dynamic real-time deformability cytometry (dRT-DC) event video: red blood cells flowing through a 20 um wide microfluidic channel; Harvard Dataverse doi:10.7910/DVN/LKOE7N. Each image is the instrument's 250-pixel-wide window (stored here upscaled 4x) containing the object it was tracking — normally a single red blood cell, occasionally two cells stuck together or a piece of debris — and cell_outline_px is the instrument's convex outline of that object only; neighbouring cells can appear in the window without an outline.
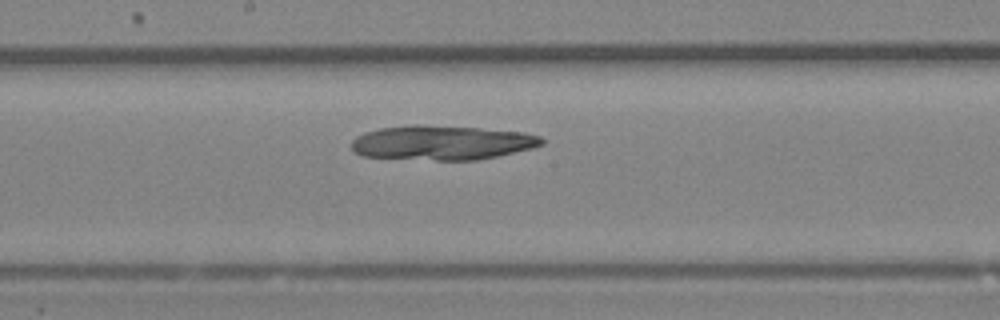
{"species": "Egyptian fruit bat (a non-hibernating species)", "species_latin": "Rousettus aegyptiacus", "temperature_condition": "room temperature", "stored_images_in_passage": 38, "camera_frame_rate_fps": 3000, "um_per_image_px": 0.085, "animal": {"sex": "female"}, "frame": {"image": 1, "passage_image": 19, "time_ms": 6.0, "image_size_px": [1000, 320], "cell_outline_px": [[544, 144], [532, 148], [496, 156], [476, 160], [436, 160], [360, 156], [352, 152], [352, 140], [356, 136], [364, 132], [380, 128], [412, 124], [416, 124], [480, 128], [524, 132], [540, 136], [544, 140]], "centroid_in_image_um": [37.53, 12.12], "position_along_channel_um": 210.7, "area_um2": 38.38}}
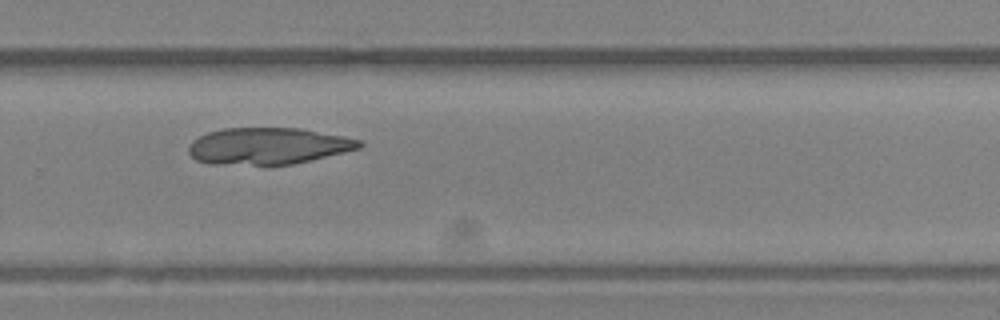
{"frame": {"image": 2, "passage_image": 25, "time_ms": 8.0, "image_size_px": [1000, 320], "cell_outline_px": [[364, 144], [360, 148], [344, 152], [292, 164], [268, 168], [212, 164], [196, 160], [188, 152], [188, 148], [192, 140], [208, 132], [224, 128], [300, 128], [344, 136], [360, 140]], "centroid_in_image_um": [22.75, 12.45], "position_along_channel_um": 307.1, "area_um2": 37.4}}
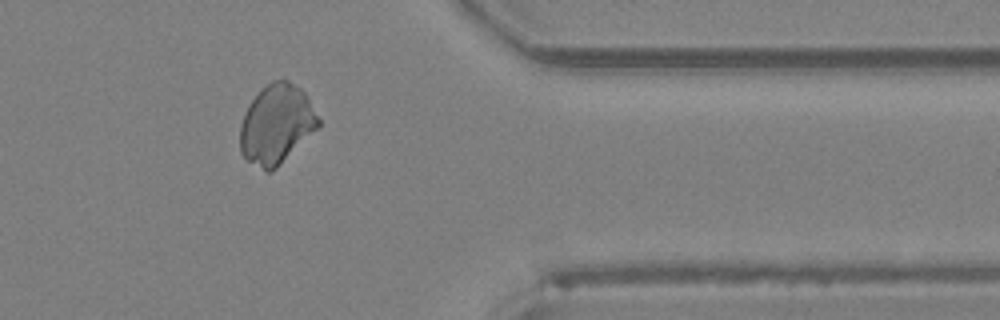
{"frame": {"image": 3, "passage_image": 31, "time_ms": 10.0, "image_size_px": [1000, 320], "cell_outline_px": [[320, 124], [276, 168], [268, 172], [264, 172], [248, 160], [240, 152], [240, 124], [244, 112], [248, 104], [272, 80], [288, 80], [300, 88], [304, 92], [320, 120]], "centroid_in_image_um": [23.46, 10.57], "position_along_channel_um": 387.9, "area_um2": 35.55}}